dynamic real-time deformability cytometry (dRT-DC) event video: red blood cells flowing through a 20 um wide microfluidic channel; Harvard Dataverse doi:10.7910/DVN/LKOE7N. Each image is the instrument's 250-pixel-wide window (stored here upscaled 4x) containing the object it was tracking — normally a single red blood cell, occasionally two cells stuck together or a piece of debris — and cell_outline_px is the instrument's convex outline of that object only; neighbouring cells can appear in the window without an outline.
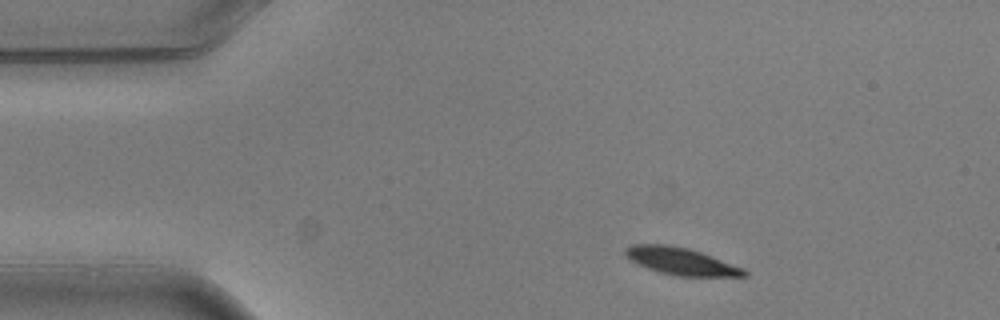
{"species": "common noctule bat (a hibernating species)", "species_latin": "Nyctalus noctula", "temperature_condition": "warm", "stored_images_in_passage": 3, "camera_frame_rate_fps": 3000, "um_per_image_px": 0.085, "animal": {"sex": "male", "body_mass_g": 20.5, "forearm_length_mm": 52.5}, "frame": {"image": 1, "passage_image": 1, "time_ms": 0.0, "image_size_px": [1000, 320], "cell_outline_px": [[748, 276], [676, 276], [660, 272], [636, 264], [624, 252], [624, 248], [632, 244], [664, 244], [688, 248], [700, 252], [744, 268], [748, 272]], "centroid_in_image_um": [57.88, 22.2], "position_along_channel_um": 27.1, "area_um2": 18.67}}